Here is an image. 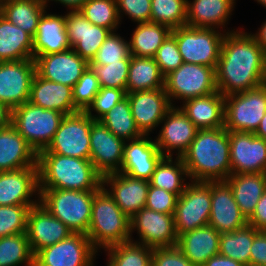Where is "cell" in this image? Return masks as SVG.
<instances>
[{
  "mask_svg": "<svg viewBox=\"0 0 266 266\" xmlns=\"http://www.w3.org/2000/svg\"><path fill=\"white\" fill-rule=\"evenodd\" d=\"M98 251L84 233H72L34 254V266H94Z\"/></svg>",
  "mask_w": 266,
  "mask_h": 266,
  "instance_id": "obj_12",
  "label": "cell"
},
{
  "mask_svg": "<svg viewBox=\"0 0 266 266\" xmlns=\"http://www.w3.org/2000/svg\"><path fill=\"white\" fill-rule=\"evenodd\" d=\"M247 223L258 231H266V191L258 201L252 215L247 219Z\"/></svg>",
  "mask_w": 266,
  "mask_h": 266,
  "instance_id": "obj_54",
  "label": "cell"
},
{
  "mask_svg": "<svg viewBox=\"0 0 266 266\" xmlns=\"http://www.w3.org/2000/svg\"><path fill=\"white\" fill-rule=\"evenodd\" d=\"M257 232L258 230L247 224L233 232L222 233L220 235L219 254L249 266L250 248Z\"/></svg>",
  "mask_w": 266,
  "mask_h": 266,
  "instance_id": "obj_38",
  "label": "cell"
},
{
  "mask_svg": "<svg viewBox=\"0 0 266 266\" xmlns=\"http://www.w3.org/2000/svg\"><path fill=\"white\" fill-rule=\"evenodd\" d=\"M97 191L39 189V203L73 233L87 234Z\"/></svg>",
  "mask_w": 266,
  "mask_h": 266,
  "instance_id": "obj_5",
  "label": "cell"
},
{
  "mask_svg": "<svg viewBox=\"0 0 266 266\" xmlns=\"http://www.w3.org/2000/svg\"><path fill=\"white\" fill-rule=\"evenodd\" d=\"M250 265L266 266V231H258L250 248Z\"/></svg>",
  "mask_w": 266,
  "mask_h": 266,
  "instance_id": "obj_53",
  "label": "cell"
},
{
  "mask_svg": "<svg viewBox=\"0 0 266 266\" xmlns=\"http://www.w3.org/2000/svg\"><path fill=\"white\" fill-rule=\"evenodd\" d=\"M100 121L118 138L124 141L143 136L136 126L127 96L108 111Z\"/></svg>",
  "mask_w": 266,
  "mask_h": 266,
  "instance_id": "obj_39",
  "label": "cell"
},
{
  "mask_svg": "<svg viewBox=\"0 0 266 266\" xmlns=\"http://www.w3.org/2000/svg\"><path fill=\"white\" fill-rule=\"evenodd\" d=\"M116 3L121 22L124 14L134 23L150 22L151 0H116Z\"/></svg>",
  "mask_w": 266,
  "mask_h": 266,
  "instance_id": "obj_51",
  "label": "cell"
},
{
  "mask_svg": "<svg viewBox=\"0 0 266 266\" xmlns=\"http://www.w3.org/2000/svg\"><path fill=\"white\" fill-rule=\"evenodd\" d=\"M36 73L47 80L73 87L89 66L72 48L34 58Z\"/></svg>",
  "mask_w": 266,
  "mask_h": 266,
  "instance_id": "obj_21",
  "label": "cell"
},
{
  "mask_svg": "<svg viewBox=\"0 0 266 266\" xmlns=\"http://www.w3.org/2000/svg\"><path fill=\"white\" fill-rule=\"evenodd\" d=\"M38 154L10 125L0 130V172L37 166Z\"/></svg>",
  "mask_w": 266,
  "mask_h": 266,
  "instance_id": "obj_28",
  "label": "cell"
},
{
  "mask_svg": "<svg viewBox=\"0 0 266 266\" xmlns=\"http://www.w3.org/2000/svg\"><path fill=\"white\" fill-rule=\"evenodd\" d=\"M92 118L85 111L65 115L52 141L39 153H54L90 160Z\"/></svg>",
  "mask_w": 266,
  "mask_h": 266,
  "instance_id": "obj_10",
  "label": "cell"
},
{
  "mask_svg": "<svg viewBox=\"0 0 266 266\" xmlns=\"http://www.w3.org/2000/svg\"><path fill=\"white\" fill-rule=\"evenodd\" d=\"M5 1H8V0H0V4H2V3L5 2Z\"/></svg>",
  "mask_w": 266,
  "mask_h": 266,
  "instance_id": "obj_62",
  "label": "cell"
},
{
  "mask_svg": "<svg viewBox=\"0 0 266 266\" xmlns=\"http://www.w3.org/2000/svg\"><path fill=\"white\" fill-rule=\"evenodd\" d=\"M180 108L198 129L224 127L225 96L219 91L185 100Z\"/></svg>",
  "mask_w": 266,
  "mask_h": 266,
  "instance_id": "obj_30",
  "label": "cell"
},
{
  "mask_svg": "<svg viewBox=\"0 0 266 266\" xmlns=\"http://www.w3.org/2000/svg\"><path fill=\"white\" fill-rule=\"evenodd\" d=\"M39 189L91 191L102 187L103 176L90 160L38 153Z\"/></svg>",
  "mask_w": 266,
  "mask_h": 266,
  "instance_id": "obj_3",
  "label": "cell"
},
{
  "mask_svg": "<svg viewBox=\"0 0 266 266\" xmlns=\"http://www.w3.org/2000/svg\"><path fill=\"white\" fill-rule=\"evenodd\" d=\"M151 266H194L185 255L175 247L153 248Z\"/></svg>",
  "mask_w": 266,
  "mask_h": 266,
  "instance_id": "obj_52",
  "label": "cell"
},
{
  "mask_svg": "<svg viewBox=\"0 0 266 266\" xmlns=\"http://www.w3.org/2000/svg\"><path fill=\"white\" fill-rule=\"evenodd\" d=\"M86 235L97 251L131 240L130 218L103 187L94 194Z\"/></svg>",
  "mask_w": 266,
  "mask_h": 266,
  "instance_id": "obj_4",
  "label": "cell"
},
{
  "mask_svg": "<svg viewBox=\"0 0 266 266\" xmlns=\"http://www.w3.org/2000/svg\"><path fill=\"white\" fill-rule=\"evenodd\" d=\"M208 224L220 234L233 232L248 224L226 181H211V211Z\"/></svg>",
  "mask_w": 266,
  "mask_h": 266,
  "instance_id": "obj_23",
  "label": "cell"
},
{
  "mask_svg": "<svg viewBox=\"0 0 266 266\" xmlns=\"http://www.w3.org/2000/svg\"><path fill=\"white\" fill-rule=\"evenodd\" d=\"M126 141L115 136L100 120L92 119L90 161L102 175L120 171Z\"/></svg>",
  "mask_w": 266,
  "mask_h": 266,
  "instance_id": "obj_16",
  "label": "cell"
},
{
  "mask_svg": "<svg viewBox=\"0 0 266 266\" xmlns=\"http://www.w3.org/2000/svg\"><path fill=\"white\" fill-rule=\"evenodd\" d=\"M107 266H151L153 248L132 241L104 249Z\"/></svg>",
  "mask_w": 266,
  "mask_h": 266,
  "instance_id": "obj_40",
  "label": "cell"
},
{
  "mask_svg": "<svg viewBox=\"0 0 266 266\" xmlns=\"http://www.w3.org/2000/svg\"><path fill=\"white\" fill-rule=\"evenodd\" d=\"M130 60H121L108 65H89L95 72L100 86L123 89L126 92Z\"/></svg>",
  "mask_w": 266,
  "mask_h": 266,
  "instance_id": "obj_46",
  "label": "cell"
},
{
  "mask_svg": "<svg viewBox=\"0 0 266 266\" xmlns=\"http://www.w3.org/2000/svg\"><path fill=\"white\" fill-rule=\"evenodd\" d=\"M254 1H257V3L261 4L266 8V0H254Z\"/></svg>",
  "mask_w": 266,
  "mask_h": 266,
  "instance_id": "obj_60",
  "label": "cell"
},
{
  "mask_svg": "<svg viewBox=\"0 0 266 266\" xmlns=\"http://www.w3.org/2000/svg\"><path fill=\"white\" fill-rule=\"evenodd\" d=\"M12 109L0 102V130L12 125Z\"/></svg>",
  "mask_w": 266,
  "mask_h": 266,
  "instance_id": "obj_56",
  "label": "cell"
},
{
  "mask_svg": "<svg viewBox=\"0 0 266 266\" xmlns=\"http://www.w3.org/2000/svg\"><path fill=\"white\" fill-rule=\"evenodd\" d=\"M156 142L148 135L126 141L120 173L133 178L150 180L156 165L163 158Z\"/></svg>",
  "mask_w": 266,
  "mask_h": 266,
  "instance_id": "obj_25",
  "label": "cell"
},
{
  "mask_svg": "<svg viewBox=\"0 0 266 266\" xmlns=\"http://www.w3.org/2000/svg\"><path fill=\"white\" fill-rule=\"evenodd\" d=\"M35 60L0 62V102L12 110L29 101Z\"/></svg>",
  "mask_w": 266,
  "mask_h": 266,
  "instance_id": "obj_14",
  "label": "cell"
},
{
  "mask_svg": "<svg viewBox=\"0 0 266 266\" xmlns=\"http://www.w3.org/2000/svg\"><path fill=\"white\" fill-rule=\"evenodd\" d=\"M236 0H187L186 26L223 30Z\"/></svg>",
  "mask_w": 266,
  "mask_h": 266,
  "instance_id": "obj_31",
  "label": "cell"
},
{
  "mask_svg": "<svg viewBox=\"0 0 266 266\" xmlns=\"http://www.w3.org/2000/svg\"><path fill=\"white\" fill-rule=\"evenodd\" d=\"M211 211V181L186 185L179 196L174 213L177 236L208 225Z\"/></svg>",
  "mask_w": 266,
  "mask_h": 266,
  "instance_id": "obj_11",
  "label": "cell"
},
{
  "mask_svg": "<svg viewBox=\"0 0 266 266\" xmlns=\"http://www.w3.org/2000/svg\"><path fill=\"white\" fill-rule=\"evenodd\" d=\"M266 52L251 32L227 30L215 69L217 90L225 97L264 84Z\"/></svg>",
  "mask_w": 266,
  "mask_h": 266,
  "instance_id": "obj_1",
  "label": "cell"
},
{
  "mask_svg": "<svg viewBox=\"0 0 266 266\" xmlns=\"http://www.w3.org/2000/svg\"><path fill=\"white\" fill-rule=\"evenodd\" d=\"M136 126L143 135H150L173 107L165 88L126 93Z\"/></svg>",
  "mask_w": 266,
  "mask_h": 266,
  "instance_id": "obj_18",
  "label": "cell"
},
{
  "mask_svg": "<svg viewBox=\"0 0 266 266\" xmlns=\"http://www.w3.org/2000/svg\"><path fill=\"white\" fill-rule=\"evenodd\" d=\"M160 125L161 130L154 140L164 157H173V153L182 157L199 130L178 105L167 112Z\"/></svg>",
  "mask_w": 266,
  "mask_h": 266,
  "instance_id": "obj_15",
  "label": "cell"
},
{
  "mask_svg": "<svg viewBox=\"0 0 266 266\" xmlns=\"http://www.w3.org/2000/svg\"><path fill=\"white\" fill-rule=\"evenodd\" d=\"M101 86L95 72L90 66L83 72L80 79L72 87L74 105L85 111L93 102Z\"/></svg>",
  "mask_w": 266,
  "mask_h": 266,
  "instance_id": "obj_47",
  "label": "cell"
},
{
  "mask_svg": "<svg viewBox=\"0 0 266 266\" xmlns=\"http://www.w3.org/2000/svg\"><path fill=\"white\" fill-rule=\"evenodd\" d=\"M65 115L44 109L31 102L17 106L12 111V126L38 154L52 141Z\"/></svg>",
  "mask_w": 266,
  "mask_h": 266,
  "instance_id": "obj_6",
  "label": "cell"
},
{
  "mask_svg": "<svg viewBox=\"0 0 266 266\" xmlns=\"http://www.w3.org/2000/svg\"><path fill=\"white\" fill-rule=\"evenodd\" d=\"M29 102L64 115L80 111L74 105L72 87L42 78L37 73L31 82Z\"/></svg>",
  "mask_w": 266,
  "mask_h": 266,
  "instance_id": "obj_27",
  "label": "cell"
},
{
  "mask_svg": "<svg viewBox=\"0 0 266 266\" xmlns=\"http://www.w3.org/2000/svg\"><path fill=\"white\" fill-rule=\"evenodd\" d=\"M33 39V59L37 56L64 52L71 48L69 43L65 15L47 14L40 17Z\"/></svg>",
  "mask_w": 266,
  "mask_h": 266,
  "instance_id": "obj_26",
  "label": "cell"
},
{
  "mask_svg": "<svg viewBox=\"0 0 266 266\" xmlns=\"http://www.w3.org/2000/svg\"><path fill=\"white\" fill-rule=\"evenodd\" d=\"M224 128L255 133L266 113V84L225 97Z\"/></svg>",
  "mask_w": 266,
  "mask_h": 266,
  "instance_id": "obj_8",
  "label": "cell"
},
{
  "mask_svg": "<svg viewBox=\"0 0 266 266\" xmlns=\"http://www.w3.org/2000/svg\"><path fill=\"white\" fill-rule=\"evenodd\" d=\"M32 58V37L0 14V62Z\"/></svg>",
  "mask_w": 266,
  "mask_h": 266,
  "instance_id": "obj_33",
  "label": "cell"
},
{
  "mask_svg": "<svg viewBox=\"0 0 266 266\" xmlns=\"http://www.w3.org/2000/svg\"><path fill=\"white\" fill-rule=\"evenodd\" d=\"M79 11L90 23L111 32H116L121 24L116 0H87Z\"/></svg>",
  "mask_w": 266,
  "mask_h": 266,
  "instance_id": "obj_43",
  "label": "cell"
},
{
  "mask_svg": "<svg viewBox=\"0 0 266 266\" xmlns=\"http://www.w3.org/2000/svg\"><path fill=\"white\" fill-rule=\"evenodd\" d=\"M65 24L71 48L88 63L111 33L107 28L90 23L79 10H67Z\"/></svg>",
  "mask_w": 266,
  "mask_h": 266,
  "instance_id": "obj_22",
  "label": "cell"
},
{
  "mask_svg": "<svg viewBox=\"0 0 266 266\" xmlns=\"http://www.w3.org/2000/svg\"><path fill=\"white\" fill-rule=\"evenodd\" d=\"M216 67L182 63L176 70L165 76V92L172 106L174 100H185L214 93L216 86Z\"/></svg>",
  "mask_w": 266,
  "mask_h": 266,
  "instance_id": "obj_9",
  "label": "cell"
},
{
  "mask_svg": "<svg viewBox=\"0 0 266 266\" xmlns=\"http://www.w3.org/2000/svg\"><path fill=\"white\" fill-rule=\"evenodd\" d=\"M257 137H260L264 140H266V113L264 117L261 119L260 124L258 128L256 129L254 133Z\"/></svg>",
  "mask_w": 266,
  "mask_h": 266,
  "instance_id": "obj_59",
  "label": "cell"
},
{
  "mask_svg": "<svg viewBox=\"0 0 266 266\" xmlns=\"http://www.w3.org/2000/svg\"><path fill=\"white\" fill-rule=\"evenodd\" d=\"M186 178L188 174L181 157H176L174 161L173 157H163L156 165L149 182L154 187L180 196L188 184Z\"/></svg>",
  "mask_w": 266,
  "mask_h": 266,
  "instance_id": "obj_37",
  "label": "cell"
},
{
  "mask_svg": "<svg viewBox=\"0 0 266 266\" xmlns=\"http://www.w3.org/2000/svg\"><path fill=\"white\" fill-rule=\"evenodd\" d=\"M102 187L121 210L129 218H132L145 207L150 182L146 179L133 178L127 174L116 172L103 176Z\"/></svg>",
  "mask_w": 266,
  "mask_h": 266,
  "instance_id": "obj_19",
  "label": "cell"
},
{
  "mask_svg": "<svg viewBox=\"0 0 266 266\" xmlns=\"http://www.w3.org/2000/svg\"><path fill=\"white\" fill-rule=\"evenodd\" d=\"M257 33H251V35L255 38L256 42L262 47V49L266 52V21L263 22Z\"/></svg>",
  "mask_w": 266,
  "mask_h": 266,
  "instance_id": "obj_58",
  "label": "cell"
},
{
  "mask_svg": "<svg viewBox=\"0 0 266 266\" xmlns=\"http://www.w3.org/2000/svg\"><path fill=\"white\" fill-rule=\"evenodd\" d=\"M130 231V241L151 248L175 247L177 244L174 214L144 207L130 218ZM134 231H137L139 241L133 239Z\"/></svg>",
  "mask_w": 266,
  "mask_h": 266,
  "instance_id": "obj_13",
  "label": "cell"
},
{
  "mask_svg": "<svg viewBox=\"0 0 266 266\" xmlns=\"http://www.w3.org/2000/svg\"><path fill=\"white\" fill-rule=\"evenodd\" d=\"M223 32V33H222ZM183 26L171 30L183 63L216 67L226 29Z\"/></svg>",
  "mask_w": 266,
  "mask_h": 266,
  "instance_id": "obj_7",
  "label": "cell"
},
{
  "mask_svg": "<svg viewBox=\"0 0 266 266\" xmlns=\"http://www.w3.org/2000/svg\"><path fill=\"white\" fill-rule=\"evenodd\" d=\"M231 174L266 173V140L254 133L229 131Z\"/></svg>",
  "mask_w": 266,
  "mask_h": 266,
  "instance_id": "obj_17",
  "label": "cell"
},
{
  "mask_svg": "<svg viewBox=\"0 0 266 266\" xmlns=\"http://www.w3.org/2000/svg\"><path fill=\"white\" fill-rule=\"evenodd\" d=\"M34 266L27 233L0 238V266Z\"/></svg>",
  "mask_w": 266,
  "mask_h": 266,
  "instance_id": "obj_41",
  "label": "cell"
},
{
  "mask_svg": "<svg viewBox=\"0 0 266 266\" xmlns=\"http://www.w3.org/2000/svg\"><path fill=\"white\" fill-rule=\"evenodd\" d=\"M187 0H151L150 22L163 24L171 30L186 26Z\"/></svg>",
  "mask_w": 266,
  "mask_h": 266,
  "instance_id": "obj_42",
  "label": "cell"
},
{
  "mask_svg": "<svg viewBox=\"0 0 266 266\" xmlns=\"http://www.w3.org/2000/svg\"><path fill=\"white\" fill-rule=\"evenodd\" d=\"M165 76L155 58L132 56L129 65L126 93L164 88Z\"/></svg>",
  "mask_w": 266,
  "mask_h": 266,
  "instance_id": "obj_34",
  "label": "cell"
},
{
  "mask_svg": "<svg viewBox=\"0 0 266 266\" xmlns=\"http://www.w3.org/2000/svg\"><path fill=\"white\" fill-rule=\"evenodd\" d=\"M225 181L231 187L241 213L248 219L266 191V173L231 174Z\"/></svg>",
  "mask_w": 266,
  "mask_h": 266,
  "instance_id": "obj_32",
  "label": "cell"
},
{
  "mask_svg": "<svg viewBox=\"0 0 266 266\" xmlns=\"http://www.w3.org/2000/svg\"><path fill=\"white\" fill-rule=\"evenodd\" d=\"M121 60H131L129 41L120 34L111 32L100 46L89 65H108Z\"/></svg>",
  "mask_w": 266,
  "mask_h": 266,
  "instance_id": "obj_44",
  "label": "cell"
},
{
  "mask_svg": "<svg viewBox=\"0 0 266 266\" xmlns=\"http://www.w3.org/2000/svg\"><path fill=\"white\" fill-rule=\"evenodd\" d=\"M181 158L190 181H225L231 175L229 131L199 129Z\"/></svg>",
  "mask_w": 266,
  "mask_h": 266,
  "instance_id": "obj_2",
  "label": "cell"
},
{
  "mask_svg": "<svg viewBox=\"0 0 266 266\" xmlns=\"http://www.w3.org/2000/svg\"><path fill=\"white\" fill-rule=\"evenodd\" d=\"M26 233L30 249L35 254L37 251L69 237L73 232L38 203L29 209Z\"/></svg>",
  "mask_w": 266,
  "mask_h": 266,
  "instance_id": "obj_24",
  "label": "cell"
},
{
  "mask_svg": "<svg viewBox=\"0 0 266 266\" xmlns=\"http://www.w3.org/2000/svg\"><path fill=\"white\" fill-rule=\"evenodd\" d=\"M203 266H245V265L229 257L217 254L210 257Z\"/></svg>",
  "mask_w": 266,
  "mask_h": 266,
  "instance_id": "obj_55",
  "label": "cell"
},
{
  "mask_svg": "<svg viewBox=\"0 0 266 266\" xmlns=\"http://www.w3.org/2000/svg\"><path fill=\"white\" fill-rule=\"evenodd\" d=\"M39 193L38 166L0 172V206L36 205Z\"/></svg>",
  "mask_w": 266,
  "mask_h": 266,
  "instance_id": "obj_20",
  "label": "cell"
},
{
  "mask_svg": "<svg viewBox=\"0 0 266 266\" xmlns=\"http://www.w3.org/2000/svg\"><path fill=\"white\" fill-rule=\"evenodd\" d=\"M154 58L164 76L176 70L183 63L177 41L171 33L158 48Z\"/></svg>",
  "mask_w": 266,
  "mask_h": 266,
  "instance_id": "obj_49",
  "label": "cell"
},
{
  "mask_svg": "<svg viewBox=\"0 0 266 266\" xmlns=\"http://www.w3.org/2000/svg\"><path fill=\"white\" fill-rule=\"evenodd\" d=\"M179 196L150 184L145 207L166 214H174Z\"/></svg>",
  "mask_w": 266,
  "mask_h": 266,
  "instance_id": "obj_50",
  "label": "cell"
},
{
  "mask_svg": "<svg viewBox=\"0 0 266 266\" xmlns=\"http://www.w3.org/2000/svg\"><path fill=\"white\" fill-rule=\"evenodd\" d=\"M220 235L208 224L178 236L176 246L194 266H203L219 254Z\"/></svg>",
  "mask_w": 266,
  "mask_h": 266,
  "instance_id": "obj_29",
  "label": "cell"
},
{
  "mask_svg": "<svg viewBox=\"0 0 266 266\" xmlns=\"http://www.w3.org/2000/svg\"><path fill=\"white\" fill-rule=\"evenodd\" d=\"M171 33L163 24L153 22L137 23L129 40V51L132 56L154 58L158 48Z\"/></svg>",
  "mask_w": 266,
  "mask_h": 266,
  "instance_id": "obj_36",
  "label": "cell"
},
{
  "mask_svg": "<svg viewBox=\"0 0 266 266\" xmlns=\"http://www.w3.org/2000/svg\"><path fill=\"white\" fill-rule=\"evenodd\" d=\"M264 84H266V64H265V79H264Z\"/></svg>",
  "mask_w": 266,
  "mask_h": 266,
  "instance_id": "obj_61",
  "label": "cell"
},
{
  "mask_svg": "<svg viewBox=\"0 0 266 266\" xmlns=\"http://www.w3.org/2000/svg\"><path fill=\"white\" fill-rule=\"evenodd\" d=\"M35 205L0 206V238L27 232V215Z\"/></svg>",
  "mask_w": 266,
  "mask_h": 266,
  "instance_id": "obj_45",
  "label": "cell"
},
{
  "mask_svg": "<svg viewBox=\"0 0 266 266\" xmlns=\"http://www.w3.org/2000/svg\"><path fill=\"white\" fill-rule=\"evenodd\" d=\"M42 1L46 7H48V3H50V1H54L56 3L64 5V7H67L69 11H77L84 5V3L87 0H42Z\"/></svg>",
  "mask_w": 266,
  "mask_h": 266,
  "instance_id": "obj_57",
  "label": "cell"
},
{
  "mask_svg": "<svg viewBox=\"0 0 266 266\" xmlns=\"http://www.w3.org/2000/svg\"><path fill=\"white\" fill-rule=\"evenodd\" d=\"M126 97L123 89L101 87L93 102L85 110V112L93 119L100 120L108 111H110L117 103ZM96 112L94 113L92 112Z\"/></svg>",
  "mask_w": 266,
  "mask_h": 266,
  "instance_id": "obj_48",
  "label": "cell"
},
{
  "mask_svg": "<svg viewBox=\"0 0 266 266\" xmlns=\"http://www.w3.org/2000/svg\"><path fill=\"white\" fill-rule=\"evenodd\" d=\"M45 10L47 7L42 0H8L0 4V14L32 38Z\"/></svg>",
  "mask_w": 266,
  "mask_h": 266,
  "instance_id": "obj_35",
  "label": "cell"
}]
</instances>
